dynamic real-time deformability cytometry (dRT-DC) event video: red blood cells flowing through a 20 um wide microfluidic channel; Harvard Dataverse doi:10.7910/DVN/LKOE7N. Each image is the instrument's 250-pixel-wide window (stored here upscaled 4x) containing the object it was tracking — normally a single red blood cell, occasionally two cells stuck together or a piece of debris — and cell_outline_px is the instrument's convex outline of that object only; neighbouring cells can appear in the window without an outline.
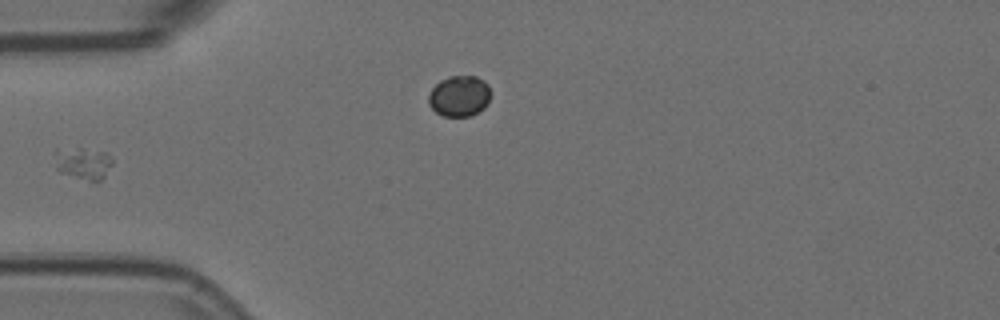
{"species": "Egyptian fruit bat (a non-hibernating species)", "species_latin": "Rousettus aegyptiacus", "temperature_condition": "room temperature", "stored_images_in_passage": 8, "camera_frame_rate_fps": 3000, "um_per_image_px": 0.085, "animal": {"sex": "female"}, "frame": {"image": 1, "passage_image": 3, "time_ms": 0.667, "image_size_px": [1000, 320], "cell_outline_px": [[112, 164], [104, 176], [96, 184], [56, 172], [56, 148], [84, 148], [108, 152], [112, 156]], "centroid_in_image_um": [7.08, 13.9], "position_along_channel_um": 77.9, "area_um2": 11.27}}
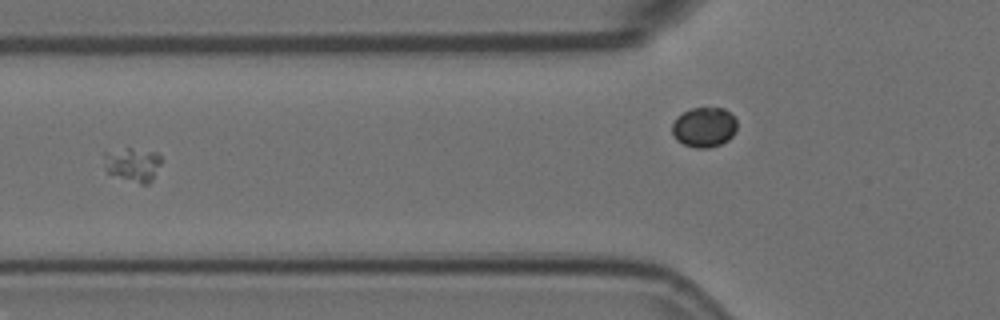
{"frame": {"image": 2, "passage_image": 4, "time_ms": 1.0, "image_size_px": [1000, 320], "cell_outline_px": [[160, 164], [152, 180], [148, 184], [140, 184], [108, 172], [104, 164], [104, 152], [128, 148], [156, 152], [160, 156]], "centroid_in_image_um": [11.29, 13.98], "position_along_channel_um": 114.5, "area_um2": 11.04}}
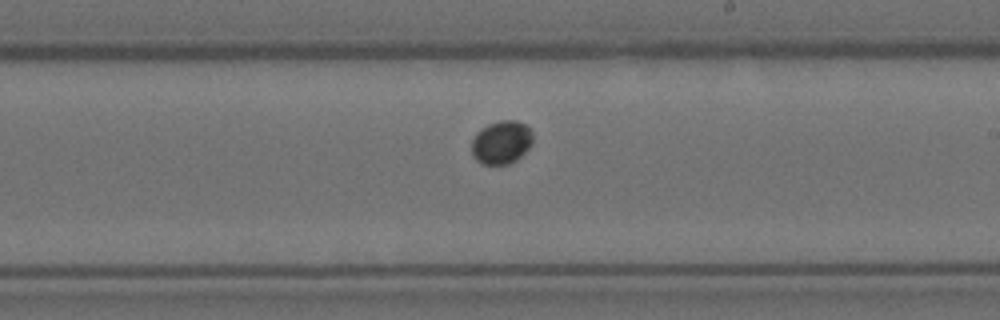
{"frame": {"image": 3, "passage_image": 8, "time_ms": 2.333, "image_size_px": [1000, 320], "cell_outline_px": [[532, 144], [516, 160], [508, 164], [484, 164], [476, 160], [472, 156], [472, 140], [476, 132], [480, 128], [488, 124], [500, 120], [516, 120], [528, 124], [532, 132]], "centroid_in_image_um": [42.62, 12.07], "position_along_channel_um": 246.4, "area_um2": 15.61}}